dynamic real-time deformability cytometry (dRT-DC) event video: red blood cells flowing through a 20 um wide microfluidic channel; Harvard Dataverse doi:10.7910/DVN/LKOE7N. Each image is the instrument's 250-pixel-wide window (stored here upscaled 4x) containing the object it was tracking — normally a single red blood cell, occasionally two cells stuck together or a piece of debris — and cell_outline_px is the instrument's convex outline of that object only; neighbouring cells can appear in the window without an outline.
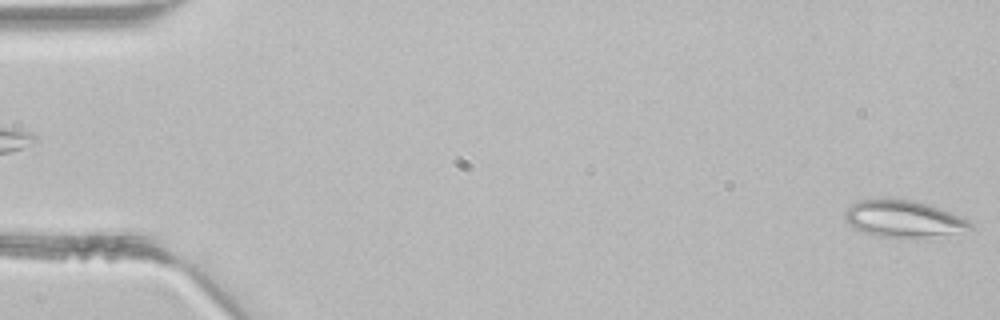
{"species": "common noctule bat (a hibernating species)", "species_latin": "Nyctalus noctula", "temperature_condition": "room temperature", "stored_images_in_passage": 4, "camera_frame_rate_fps": 3000, "um_per_image_px": 0.085, "animal": {"sex": "male", "body_mass_g": 21.5, "forearm_length_mm": 52.0}, "frame": {"image": 1, "passage_image": 4, "time_ms": 1.0, "image_size_px": [1000, 320], "cell_outline_px": [[972, 228], [916, 240], [876, 236], [864, 232], [848, 224], [844, 220], [844, 212], [852, 204], [860, 200], [880, 196], [888, 196], [912, 200], [948, 212], [968, 220], [972, 224]], "centroid_in_image_um": [76.68, 18.59], "position_along_channel_um": 8.3, "area_um2": 27.34}}